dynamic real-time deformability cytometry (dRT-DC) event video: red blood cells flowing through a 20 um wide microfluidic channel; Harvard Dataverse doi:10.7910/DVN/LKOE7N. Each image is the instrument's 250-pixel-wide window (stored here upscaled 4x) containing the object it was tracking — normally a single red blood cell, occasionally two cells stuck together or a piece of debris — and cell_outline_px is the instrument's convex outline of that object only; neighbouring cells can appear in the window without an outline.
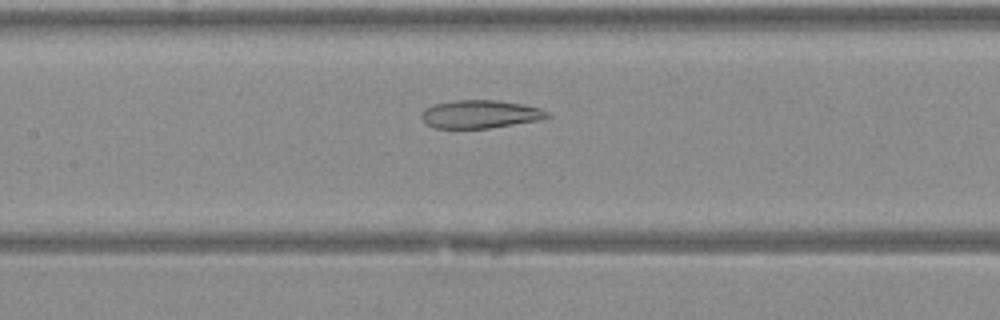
{"species": "Egyptian fruit bat (a non-hibernating species)", "species_latin": "Rousettus aegyptiacus", "temperature_condition": "warm", "stored_images_in_passage": 38, "camera_frame_rate_fps": 3000, "um_per_image_px": 0.085, "animal": {"sex": "female"}, "frame": {"image": 1, "passage_image": 16, "time_ms": 5.0, "image_size_px": [1000, 320], "cell_outline_px": [[552, 116], [536, 120], [488, 128], [432, 128], [420, 116], [424, 108], [432, 104], [456, 100], [496, 100], [520, 104], [540, 108], [548, 112]], "centroid_in_image_um": [40.76, 9.7], "position_along_channel_um": 166.6, "area_um2": 20.4}}
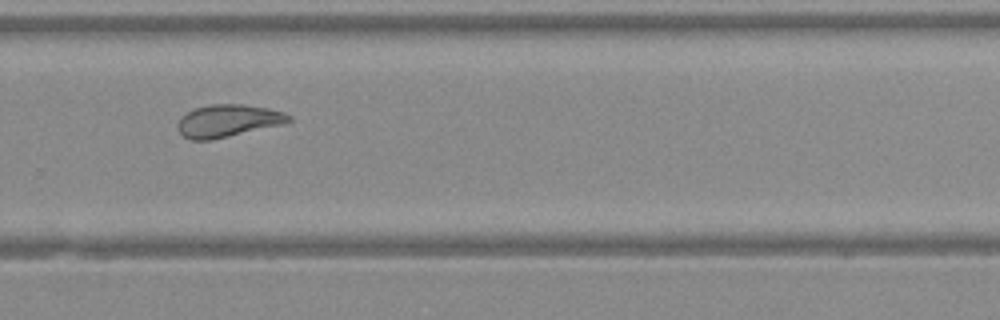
{"frame": {"image": 2, "passage_image": 25, "time_ms": 8.0, "image_size_px": [1000, 320], "cell_outline_px": [[292, 120], [280, 124], [212, 140], [192, 140], [184, 136], [180, 132], [176, 124], [188, 112], [196, 108], [208, 104], [244, 104], [268, 108], [284, 112], [292, 116]], "centroid_in_image_um": [19.38, 10.26], "position_along_channel_um": 310.4, "area_um2": 20.69}}
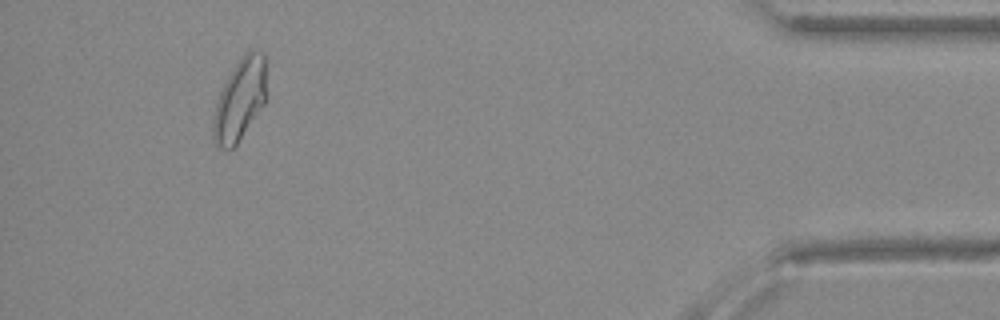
{"frame": {"image": 3, "passage_image": 35, "time_ms": 11.333, "image_size_px": [1000, 320], "cell_outline_px": [[264, 104], [236, 144], [232, 148], [220, 148], [216, 144], [212, 132], [212, 128], [216, 104], [220, 92], [228, 76], [244, 52], [264, 52]], "centroid_in_image_um": [20.35, 8.49], "position_along_channel_um": 414.8, "area_um2": 24.39}}